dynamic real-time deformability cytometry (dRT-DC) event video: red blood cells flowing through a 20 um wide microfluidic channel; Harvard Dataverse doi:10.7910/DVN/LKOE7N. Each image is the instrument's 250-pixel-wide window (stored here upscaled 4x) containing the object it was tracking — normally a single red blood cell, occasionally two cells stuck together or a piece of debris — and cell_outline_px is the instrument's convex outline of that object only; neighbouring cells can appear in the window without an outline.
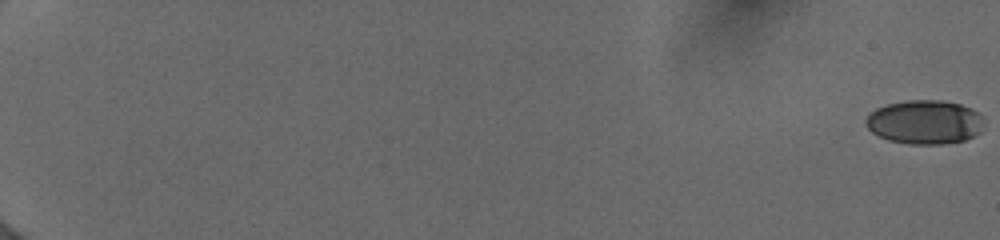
{"species": "human", "species_latin": "Homo sapiens", "temperature_condition": "cold", "stored_images_in_passage": 70, "camera_frame_rate_fps": 3000, "um_per_image_px": 0.085, "donor": {"sex": "female"}, "frame": {"image": 1, "passage_image": 1, "time_ms": 0.0, "image_size_px": [1000, 240], "cell_outline_px": [[984, 124], [980, 132], [964, 140], [944, 144], [908, 144], [888, 140], [872, 132], [864, 124], [864, 120], [876, 108], [888, 104], [908, 100], [940, 100], [960, 104], [976, 112], [980, 116]], "centroid_in_image_um": [78.57, 10.38], "position_along_channel_um": 6.4, "area_um2": 30.11}}
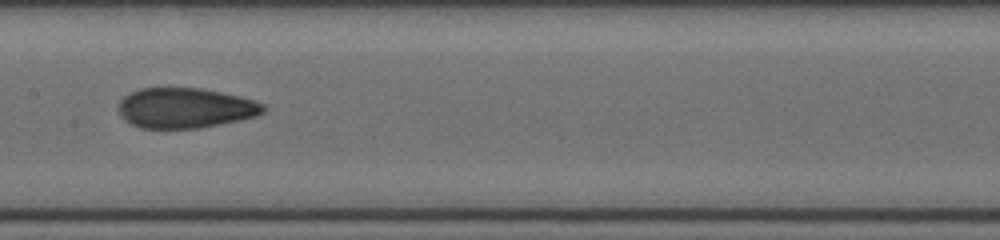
{"frame": {"image": 2, "passage_image": 43, "time_ms": 10.667, "image_size_px": [1000, 240], "cell_outline_px": [[264, 112], [256, 116], [240, 120], [200, 128], [140, 128], [124, 120], [120, 116], [120, 100], [128, 92], [140, 88], [200, 88], [240, 96], [264, 104]], "centroid_in_image_um": [15.73, 9.18], "position_along_channel_um": 191.7, "area_um2": 33.87}}
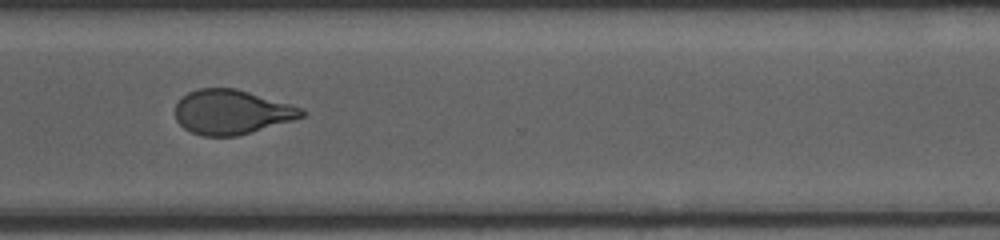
{"frame": {"image": 3, "passage_image": 69, "time_ms": 14.667, "image_size_px": [1000, 240], "cell_outline_px": [[308, 112], [304, 116], [292, 120], [236, 136], [204, 136], [192, 132], [184, 128], [176, 120], [176, 104], [188, 92], [200, 88], [236, 88], [304, 108]], "centroid_in_image_um": [19.7, 9.51], "position_along_channel_um": 350.9, "area_um2": 32.54}}